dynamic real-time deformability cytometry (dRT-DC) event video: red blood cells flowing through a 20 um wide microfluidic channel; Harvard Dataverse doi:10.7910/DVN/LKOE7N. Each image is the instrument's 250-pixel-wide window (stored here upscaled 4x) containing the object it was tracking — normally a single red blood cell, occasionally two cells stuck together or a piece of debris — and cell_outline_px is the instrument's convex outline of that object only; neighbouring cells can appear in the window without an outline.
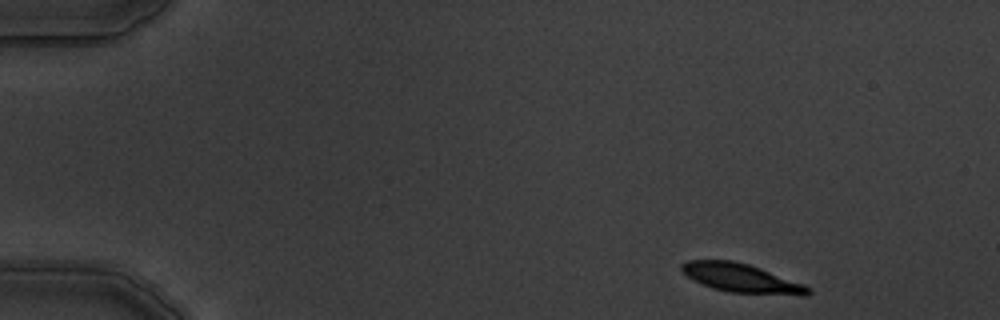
{"species": "common noctule bat (a hibernating species)", "species_latin": "Nyctalus noctula", "temperature_condition": "warm", "stored_images_in_passage": 5, "segment_of_instrument_passage": [1, 2], "camera_frame_rate_fps": 3000, "um_per_image_px": 0.085, "animal": {"sex": "male", "body_mass_g": 19.5, "forearm_length_mm": 54.6}, "frame": {"image": 1, "passage_image": 1, "time_ms": 0.0, "image_size_px": [1000, 320], "cell_outline_px": [[812, 292], [808, 296], [804, 296], [728, 292], [712, 288], [688, 276], [680, 268], [680, 264], [688, 260], [732, 260], [748, 264], [760, 268], [804, 284], [812, 288]], "centroid_in_image_um": [63.08, 23.65], "position_along_channel_um": 21.9, "area_um2": 21.21}}